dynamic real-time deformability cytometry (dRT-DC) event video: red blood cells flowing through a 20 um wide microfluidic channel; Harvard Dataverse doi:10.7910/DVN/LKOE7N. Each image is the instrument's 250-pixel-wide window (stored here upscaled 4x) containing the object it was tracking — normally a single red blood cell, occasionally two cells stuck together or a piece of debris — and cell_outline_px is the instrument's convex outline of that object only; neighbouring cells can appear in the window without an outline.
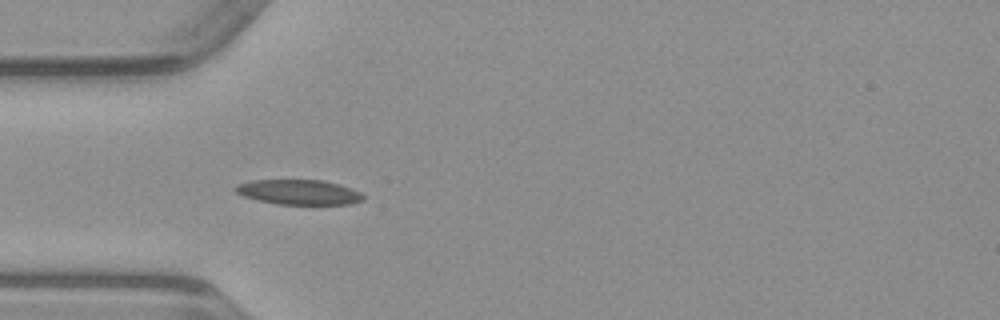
{"species": "common noctule bat (a hibernating species)", "species_latin": "Nyctalus noctula", "temperature_condition": "warm", "stored_images_in_passage": 36, "camera_frame_rate_fps": 3000, "um_per_image_px": 0.085, "animal": {"sex": "male", "body_mass_g": 23.1, "forearm_length_mm": 52.7}, "frame": {"image": 1, "passage_image": 1, "time_ms": 0.0, "image_size_px": [1000, 320], "cell_outline_px": [[364, 200], [352, 204], [280, 204], [256, 200], [244, 196], [236, 192], [232, 188], [236, 184], [252, 180], [324, 180], [340, 184], [352, 188], [360, 192], [364, 196]], "centroid_in_image_um": [25.41, 16.32], "position_along_channel_um": 59.6, "area_um2": 18.73}}
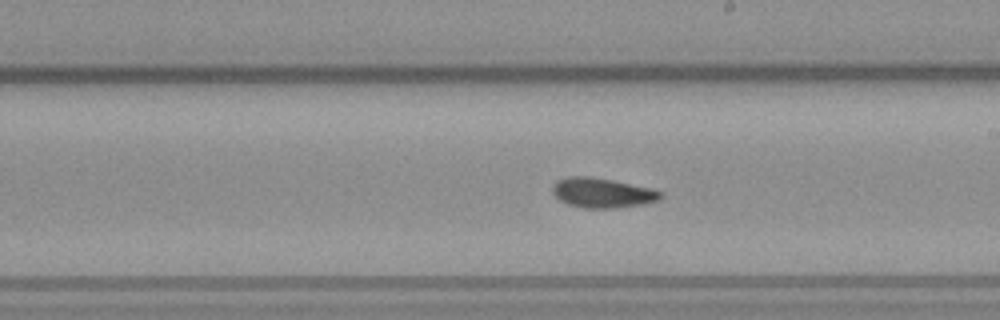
{"frame": {"image": 2, "passage_image": 14, "time_ms": 4.333, "image_size_px": [1000, 320], "cell_outline_px": [[664, 196], [660, 200], [640, 204], [612, 208], [584, 208], [568, 204], [560, 200], [552, 192], [552, 184], [556, 180], [568, 176], [592, 176], [652, 188], [664, 192]], "centroid_in_image_um": [51.19, 16.37], "position_along_channel_um": 237.8, "area_um2": 18.9}}
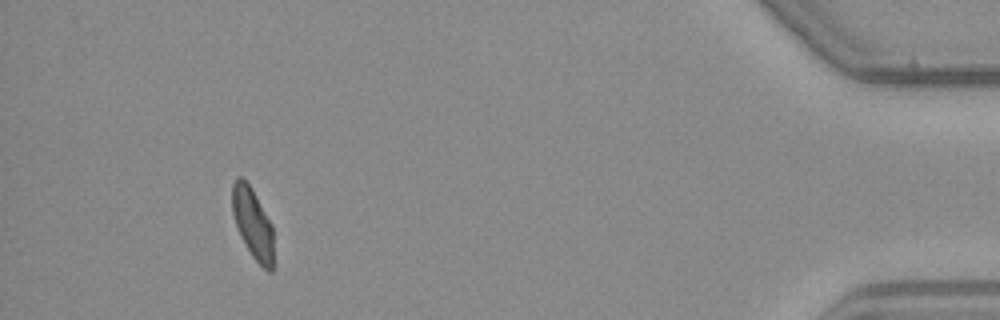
{"frame": {"image": 3, "passage_image": 32, "time_ms": 10.333, "image_size_px": [1000, 320], "cell_outline_px": [[272, 272], [268, 272], [252, 256], [240, 236], [232, 212], [232, 184], [236, 176], [240, 176], [252, 188], [272, 224]], "centroid_in_image_um": [21.46, 18.95], "position_along_channel_um": 413.7, "area_um2": 16.82}}